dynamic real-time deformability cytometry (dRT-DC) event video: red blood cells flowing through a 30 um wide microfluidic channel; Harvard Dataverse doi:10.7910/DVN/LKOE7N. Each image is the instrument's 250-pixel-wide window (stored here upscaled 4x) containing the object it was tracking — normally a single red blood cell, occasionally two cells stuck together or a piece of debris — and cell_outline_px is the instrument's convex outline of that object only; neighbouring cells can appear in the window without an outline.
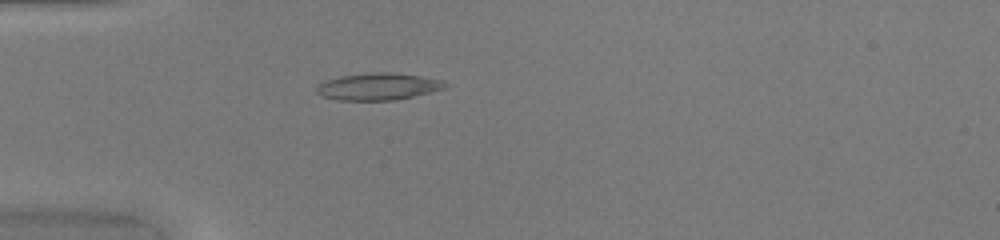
{"species": "common noctule bat (a hibernating species)", "species_latin": "Nyctalus noctula", "temperature_condition": "warm", "stored_images_in_passage": 39, "camera_frame_rate_fps": 3000, "um_per_image_px": 0.085, "animal": {"sex": "female", "body_mass_g": 20.0, "forearm_length_mm": 54.0}, "frame": {"image": 1, "passage_image": 4, "time_ms": 1.0, "image_size_px": [1000, 240], "cell_outline_px": [[448, 84], [444, 88], [432, 92], [396, 100], [340, 100], [320, 96], [316, 92], [316, 88], [320, 84], [328, 80], [340, 76], [368, 72], [388, 72], [420, 76], [444, 80]], "centroid_in_image_um": [32.16, 7.35], "position_along_channel_um": 52.8, "area_um2": 20.23}}
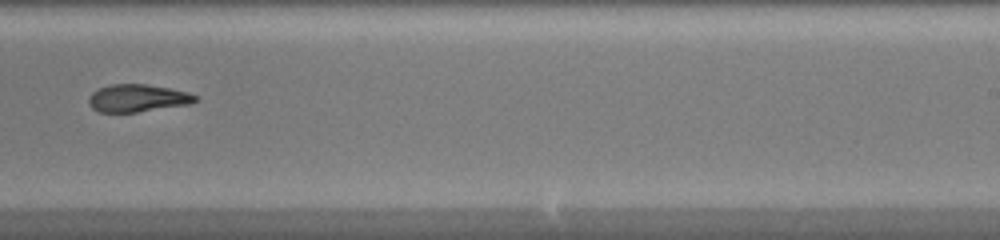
{"frame": {"image": 2, "passage_image": 21, "time_ms": 6.667, "image_size_px": [1000, 240], "cell_outline_px": [[196, 100], [192, 104], [136, 112], [100, 112], [92, 108], [88, 104], [88, 96], [92, 92], [100, 88], [112, 84], [144, 84], [168, 88], [188, 92], [196, 96]], "centroid_in_image_um": [11.67, 8.35], "position_along_channel_um": 277.3, "area_um2": 17.05}}
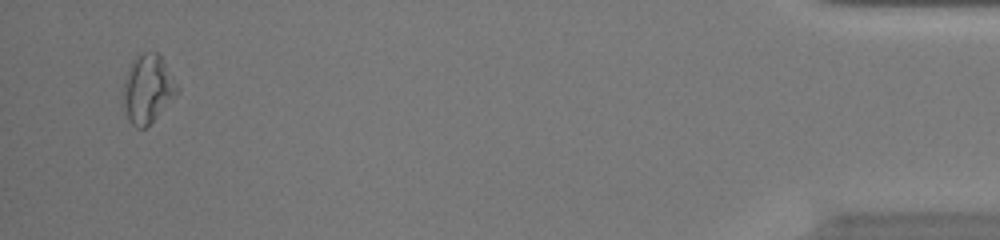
{"frame": {"image": 3, "passage_image": 37, "time_ms": 12.0, "image_size_px": [1000, 240], "cell_outline_px": [[180, 92], [144, 128], [136, 128], [128, 120], [124, 104], [124, 80], [128, 68], [132, 60], [136, 56], [144, 52], [156, 52], [160, 56], [180, 88]], "centroid_in_image_um": [12.56, 7.54], "position_along_channel_um": 422.6, "area_um2": 21.15}, "authors_computed_cell_mechanics": {"area_um2": 18.496, "velocity_mm_per_s": 4.1783, "shape_relaxation_time_tau1_ms": 9.5249, "shape_relaxation_time_tau2_ms": 7.4988, "deformation_change_tau1": 0.2555, "deformation_change_tau2": 0.1905}}